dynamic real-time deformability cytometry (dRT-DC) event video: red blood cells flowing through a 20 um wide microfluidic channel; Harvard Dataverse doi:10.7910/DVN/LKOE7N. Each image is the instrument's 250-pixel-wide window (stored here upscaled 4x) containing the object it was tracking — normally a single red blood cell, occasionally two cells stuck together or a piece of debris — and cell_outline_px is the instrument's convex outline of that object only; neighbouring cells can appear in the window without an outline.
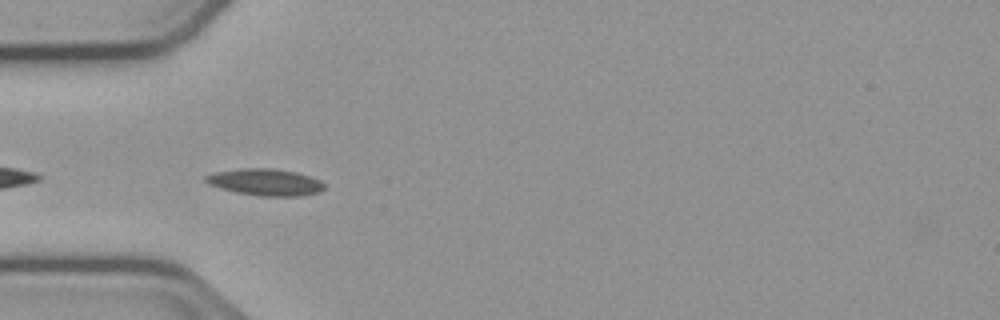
{"species": "common noctule bat (a hibernating species)", "species_latin": "Nyctalus noctula", "temperature_condition": "cold", "stored_images_in_passage": 8, "camera_frame_rate_fps": 3000, "um_per_image_px": 0.085, "animal": {"sex": "male", "body_mass_g": 23.1, "forearm_length_mm": 52.7}, "frame": {"image": 1, "passage_image": 2, "time_ms": 0.333, "image_size_px": [1000, 320], "cell_outline_px": [[324, 188], [320, 192], [300, 196], [260, 196], [236, 192], [220, 188], [208, 184], [204, 180], [204, 176], [216, 172], [244, 168], [268, 168], [296, 172], [320, 180], [324, 184]], "centroid_in_image_um": [22.55, 15.49], "position_along_channel_um": 62.5, "area_um2": 18.38}}
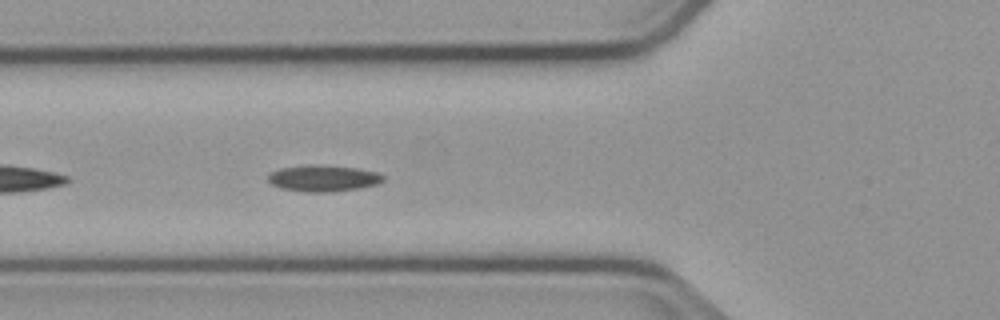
{"frame": {"image": 2, "passage_image": 5, "time_ms": 1.333, "image_size_px": [1000, 320], "cell_outline_px": [[384, 180], [376, 184], [360, 188], [332, 192], [304, 192], [280, 188], [272, 184], [268, 180], [268, 176], [272, 172], [280, 168], [356, 168], [380, 172], [384, 176]], "centroid_in_image_um": [27.54, 15.22], "position_along_channel_um": 98.3, "area_um2": 16.65}}
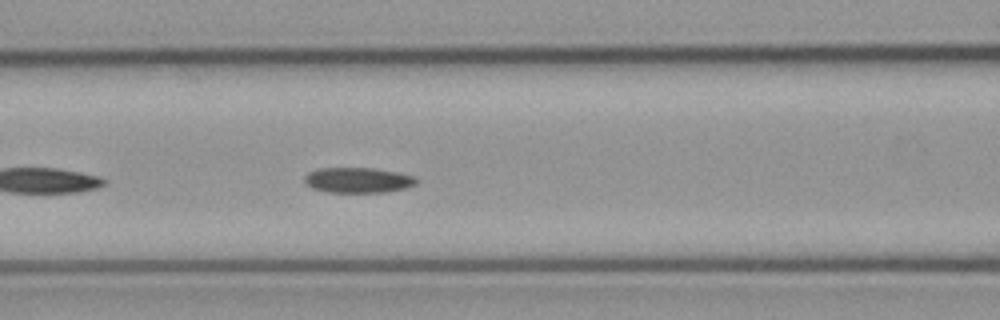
{"frame": {"image": 3, "passage_image": 8, "time_ms": 2.333, "image_size_px": [1000, 320], "cell_outline_px": [[416, 184], [408, 188], [388, 192], [328, 192], [312, 188], [304, 180], [304, 176], [308, 172], [316, 168], [372, 168], [396, 172], [416, 176]], "centroid_in_image_um": [30.44, 15.31], "position_along_channel_um": 136.2, "area_um2": 16.59}}